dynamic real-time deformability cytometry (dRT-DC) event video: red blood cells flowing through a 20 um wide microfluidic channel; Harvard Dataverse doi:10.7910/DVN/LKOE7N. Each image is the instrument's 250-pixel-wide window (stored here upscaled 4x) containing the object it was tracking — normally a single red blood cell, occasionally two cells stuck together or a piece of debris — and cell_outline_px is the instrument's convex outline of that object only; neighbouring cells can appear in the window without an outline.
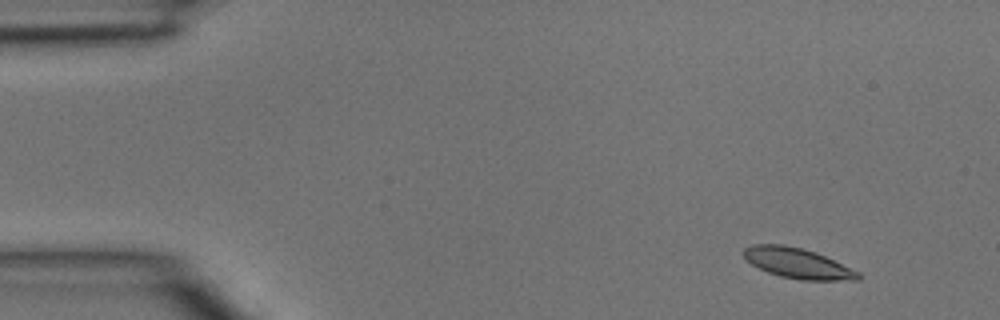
{"species": "common noctule bat (a hibernating species)", "species_latin": "Nyctalus noctula", "temperature_condition": "room temperature", "stored_images_in_passage": 4, "camera_frame_rate_fps": 3000, "um_per_image_px": 0.085, "animal": {"sex": "male", "body_mass_g": 15.6}, "frame": {"image": 1, "passage_image": 1, "time_ms": 0.0, "image_size_px": [1000, 320], "cell_outline_px": [[864, 276], [860, 280], [800, 280], [780, 276], [768, 272], [744, 260], [740, 252], [744, 248], [752, 244], [784, 244], [816, 252], [860, 272]], "centroid_in_image_um": [67.78, 22.37], "position_along_channel_um": 17.2, "area_um2": 20.46}}